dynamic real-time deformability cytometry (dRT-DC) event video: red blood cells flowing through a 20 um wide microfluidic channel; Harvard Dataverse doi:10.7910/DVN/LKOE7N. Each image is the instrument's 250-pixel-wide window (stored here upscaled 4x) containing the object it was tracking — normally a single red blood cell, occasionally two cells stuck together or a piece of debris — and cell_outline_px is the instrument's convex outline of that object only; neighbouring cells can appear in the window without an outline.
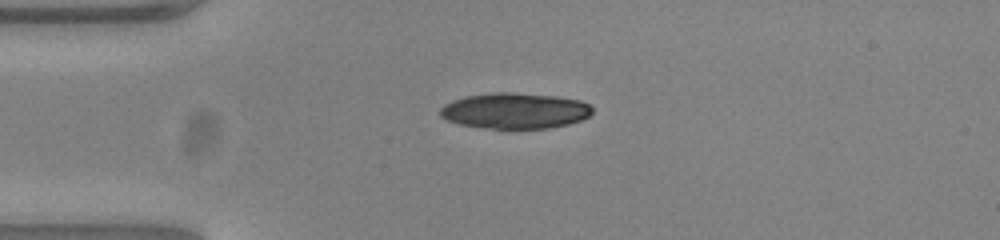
{"species": "common noctule bat (a hibernating species)", "species_latin": "Nyctalus noctula", "temperature_condition": "warm", "stored_images_in_passage": 41, "camera_frame_rate_fps": 3000, "um_per_image_px": 0.085, "animal": {"sex": "female", "body_mass_g": 23.0, "forearm_length_mm": 53.4}, "frame": {"image": 1, "passage_image": 1, "time_ms": 0.0, "image_size_px": [1000, 240], "cell_outline_px": [[592, 112], [588, 116], [580, 120], [568, 124], [548, 128], [488, 128], [460, 124], [448, 120], [440, 116], [440, 108], [444, 104], [452, 100], [468, 96], [492, 92], [512, 92], [556, 96], [580, 100], [588, 104], [592, 108]], "centroid_in_image_um": [43.76, 9.4], "position_along_channel_um": 41.2, "area_um2": 31.56}}